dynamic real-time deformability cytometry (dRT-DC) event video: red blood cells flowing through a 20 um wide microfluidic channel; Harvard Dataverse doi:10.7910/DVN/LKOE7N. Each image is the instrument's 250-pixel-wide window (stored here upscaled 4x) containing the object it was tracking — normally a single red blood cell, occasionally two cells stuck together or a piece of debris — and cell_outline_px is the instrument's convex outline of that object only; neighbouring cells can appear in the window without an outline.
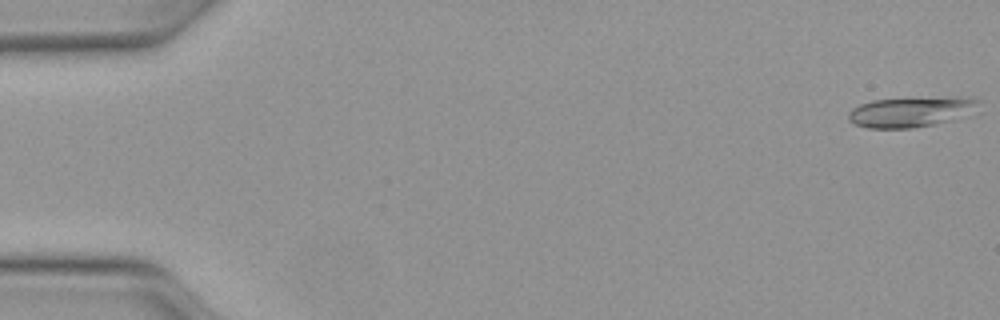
{"species": "Egyptian fruit bat (a non-hibernating species)", "species_latin": "Rousettus aegyptiacus", "temperature_condition": "warm", "stored_images_in_passage": 49, "camera_frame_rate_fps": 3000, "um_per_image_px": 0.085, "animal": {"sex": "female"}, "frame": {"image": 1, "passage_image": 1, "time_ms": 0.0, "image_size_px": [1000, 320], "cell_outline_px": [[980, 112], [972, 116], [936, 124], [912, 128], [868, 128], [856, 124], [848, 120], [848, 112], [852, 108], [860, 104], [872, 100], [980, 100]], "centroid_in_image_um": [77.44, 9.58], "position_along_channel_um": 7.6, "area_um2": 22.14}}
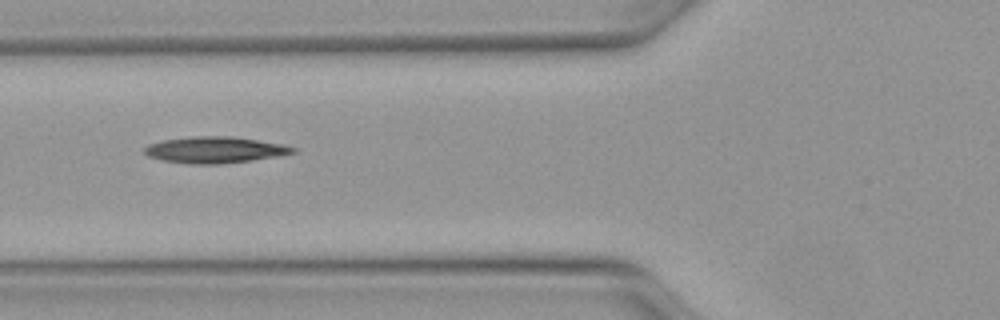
{"frame": {"image": 2, "passage_image": 19, "time_ms": 6.0, "image_size_px": [1000, 320], "cell_outline_px": [[296, 152], [280, 156], [252, 160], [216, 164], [188, 164], [160, 160], [148, 156], [144, 152], [144, 148], [148, 144], [160, 140], [192, 136], [232, 136], [284, 144], [296, 148]], "centroid_in_image_um": [18.25, 12.73], "position_along_channel_um": 107.6, "area_um2": 23.0}}
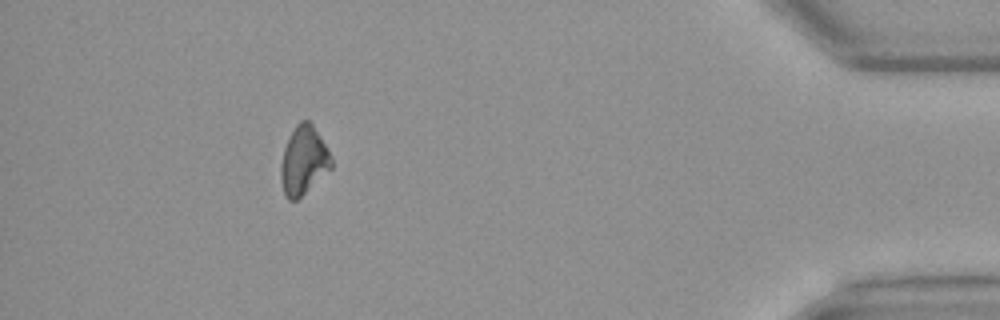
{"frame": {"image": 3, "passage_image": 45, "time_ms": 14.667, "image_size_px": [1000, 320], "cell_outline_px": [[332, 168], [296, 200], [288, 200], [284, 196], [280, 180], [280, 164], [284, 148], [288, 136], [296, 124], [300, 120], [308, 120], [312, 124], [328, 148], [332, 156]], "centroid_in_image_um": [25.79, 13.63], "position_along_channel_um": 409.4, "area_um2": 20.35}}